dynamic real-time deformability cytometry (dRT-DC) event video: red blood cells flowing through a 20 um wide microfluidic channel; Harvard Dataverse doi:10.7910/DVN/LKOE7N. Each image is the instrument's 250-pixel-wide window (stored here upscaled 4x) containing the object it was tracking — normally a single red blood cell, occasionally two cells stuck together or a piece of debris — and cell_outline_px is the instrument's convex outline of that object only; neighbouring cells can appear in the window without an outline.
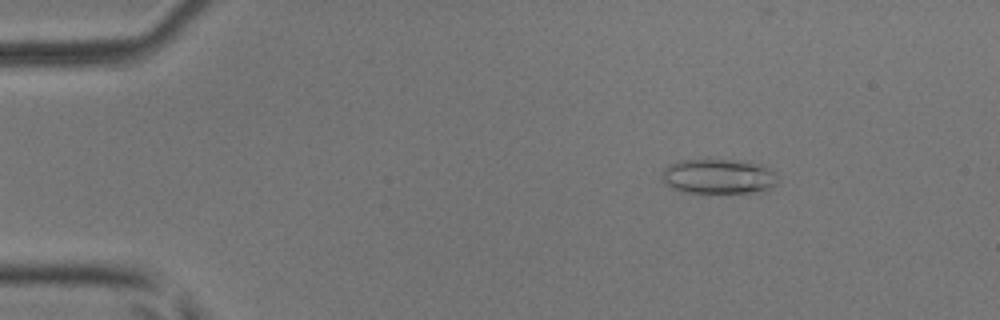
{"species": "common noctule bat (a hibernating species)", "species_latin": "Nyctalus noctula", "temperature_condition": "room temperature", "stored_images_in_passage": 5, "camera_frame_rate_fps": 3000, "um_per_image_px": 0.085, "animal": {"sex": "male", "body_mass_g": 17.9, "forearm_length_mm": 54.2}, "frame": {"image": 1, "passage_image": 2, "time_ms": 0.333, "image_size_px": [1000, 320], "cell_outline_px": [[776, 184], [768, 188], [756, 192], [680, 192], [672, 188], [660, 176], [664, 168], [668, 164], [680, 160], [728, 160], [760, 164], [772, 168], [776, 172]], "centroid_in_image_um": [61.05, 14.99], "position_along_channel_um": 24.0, "area_um2": 23.35}}